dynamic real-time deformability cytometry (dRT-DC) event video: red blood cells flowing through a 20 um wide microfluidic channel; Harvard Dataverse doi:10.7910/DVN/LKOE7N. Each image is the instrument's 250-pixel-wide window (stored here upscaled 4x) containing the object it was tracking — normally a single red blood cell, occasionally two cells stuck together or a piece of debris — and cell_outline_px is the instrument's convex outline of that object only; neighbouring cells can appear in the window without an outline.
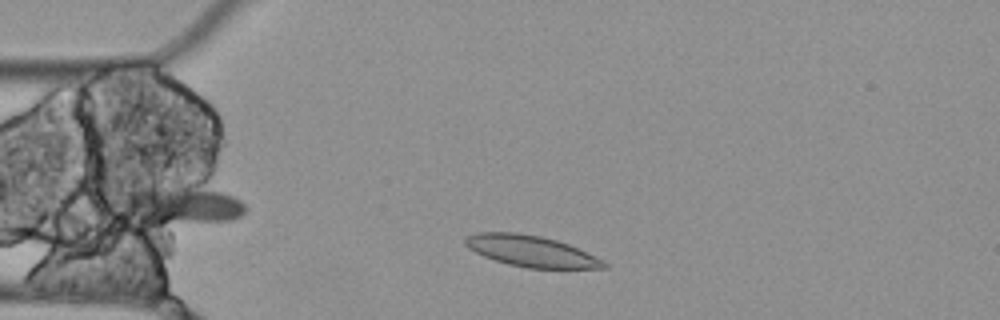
{"species": "Egyptian fruit bat (a non-hibernating species)", "species_latin": "Rousettus aegyptiacus", "temperature_condition": "cold", "stored_images_in_passage": 2, "camera_frame_rate_fps": 3000, "um_per_image_px": 0.085, "animal": {"sex": "female"}, "frame": {"image": 1, "passage_image": 1, "time_ms": 0.0, "image_size_px": [1000, 320], "cell_outline_px": [[608, 268], [528, 268], [508, 264], [484, 256], [468, 248], [464, 244], [464, 236], [480, 232], [516, 232], [540, 236], [556, 240], [568, 244], [604, 260], [608, 264]], "centroid_in_image_um": [45.13, 21.34], "position_along_channel_um": 39.9, "area_um2": 25.09}}